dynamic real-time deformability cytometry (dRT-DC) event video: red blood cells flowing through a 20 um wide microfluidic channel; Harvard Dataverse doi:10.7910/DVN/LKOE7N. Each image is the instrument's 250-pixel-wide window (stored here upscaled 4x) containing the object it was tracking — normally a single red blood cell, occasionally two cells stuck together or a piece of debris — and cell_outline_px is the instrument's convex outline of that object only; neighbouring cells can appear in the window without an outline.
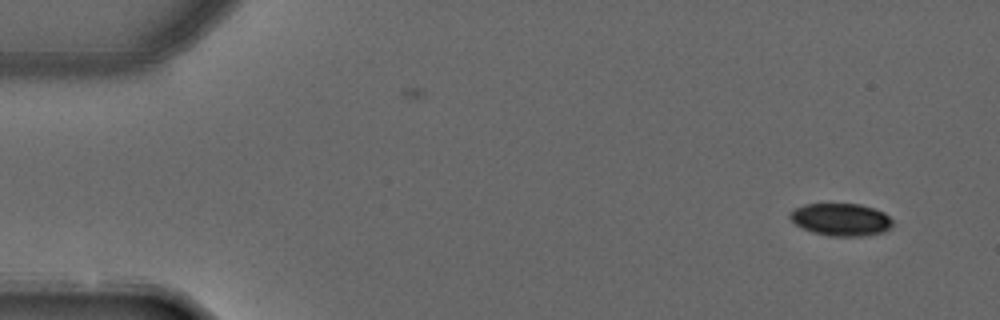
{"species": "common noctule bat (a hibernating species)", "species_latin": "Nyctalus noctula", "temperature_condition": "warm", "stored_images_in_passage": 2, "camera_frame_rate_fps": 3000, "um_per_image_px": 0.085, "animal": {"sex": "male", "forearm_length_mm": 52.5}, "frame": {"image": 1, "passage_image": 2, "time_ms": 0.333, "image_size_px": [1000, 320], "cell_outline_px": [[892, 228], [884, 232], [860, 236], [828, 236], [812, 232], [796, 224], [788, 216], [788, 212], [804, 204], [860, 204], [884, 212], [892, 220]], "centroid_in_image_um": [71.48, 18.66], "position_along_channel_um": 13.5, "area_um2": 19.42}}